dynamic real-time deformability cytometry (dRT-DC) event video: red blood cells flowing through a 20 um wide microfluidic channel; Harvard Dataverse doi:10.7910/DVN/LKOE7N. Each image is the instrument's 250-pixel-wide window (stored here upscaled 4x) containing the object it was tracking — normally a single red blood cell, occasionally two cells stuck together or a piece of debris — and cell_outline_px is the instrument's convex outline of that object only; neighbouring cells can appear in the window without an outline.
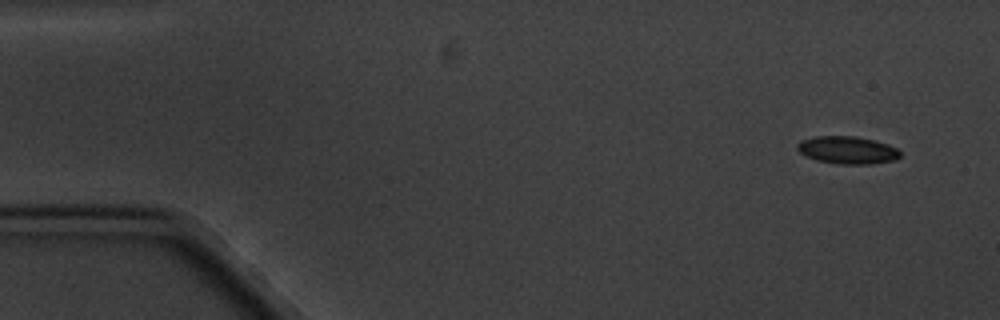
{"species": "common noctule bat (a hibernating species)", "species_latin": "Nyctalus noctula", "temperature_condition": "cold", "stored_images_in_passage": 6, "camera_frame_rate_fps": 3000, "um_per_image_px": 0.085, "animal": {"sex": "male", "body_mass_g": 20.1, "forearm_length_mm": 53.5}, "frame": {"image": 1, "passage_image": 1, "time_ms": 0.0, "image_size_px": [1000, 320], "cell_outline_px": [[900, 156], [896, 160], [868, 164], [836, 164], [816, 160], [800, 152], [796, 148], [796, 144], [804, 140], [816, 136], [856, 136], [888, 144], [896, 148], [900, 152]], "centroid_in_image_um": [72.04, 12.76], "position_along_channel_um": 13.0, "area_um2": 16.42}}
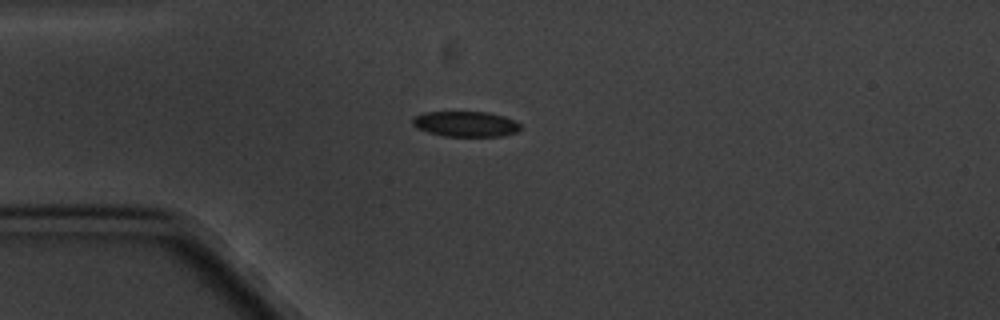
{"frame": {"image": 2, "passage_image": 4, "time_ms": 3.667, "image_size_px": [1000, 320], "cell_outline_px": [[520, 128], [516, 132], [504, 136], [444, 136], [428, 132], [416, 128], [412, 124], [412, 120], [416, 116], [424, 112], [488, 112], [504, 116], [516, 120], [520, 124]], "centroid_in_image_um": [39.6, 10.54], "position_along_channel_um": 45.4, "area_um2": 16.01}}